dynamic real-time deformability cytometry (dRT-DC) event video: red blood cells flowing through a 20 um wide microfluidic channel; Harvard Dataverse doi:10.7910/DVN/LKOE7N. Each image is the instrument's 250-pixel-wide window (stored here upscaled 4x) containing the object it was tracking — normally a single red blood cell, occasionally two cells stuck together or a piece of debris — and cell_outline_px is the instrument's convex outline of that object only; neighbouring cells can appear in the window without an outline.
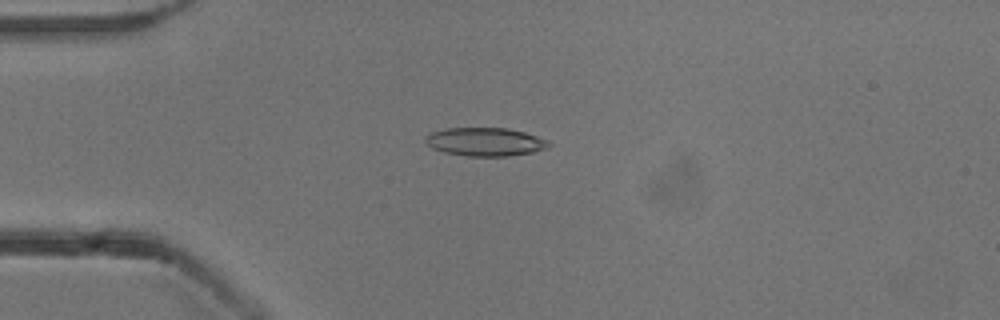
{"species": "common noctule bat (a hibernating species)", "species_latin": "Nyctalus noctula", "temperature_condition": "cold", "stored_images_in_passage": 54, "camera_frame_rate_fps": 3000, "um_per_image_px": 0.085, "animal": {"sex": "male", "body_mass_g": 13.3}, "frame": {"image": 1, "passage_image": 14, "time_ms": 4.333, "image_size_px": [1000, 320], "cell_outline_px": [[552, 144], [548, 148], [532, 152], [508, 156], [468, 156], [444, 152], [432, 148], [424, 140], [424, 136], [432, 132], [444, 128], [508, 128], [524, 132], [548, 140]], "centroid_in_image_um": [41.24, 12.05], "position_along_channel_um": 43.8, "area_um2": 20.46}}
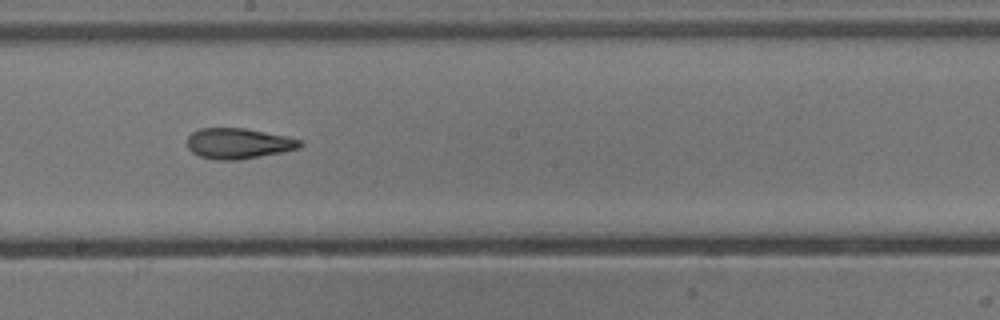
{"frame": {"image": 2, "passage_image": 30, "time_ms": 9.667, "image_size_px": [1000, 320], "cell_outline_px": [[304, 144], [300, 148], [240, 160], [216, 160], [200, 156], [192, 152], [188, 148], [188, 136], [192, 132], [200, 128], [244, 128], [288, 136], [304, 140]], "centroid_in_image_um": [20.3, 12.19], "position_along_channel_um": 227.9, "area_um2": 20.23}}
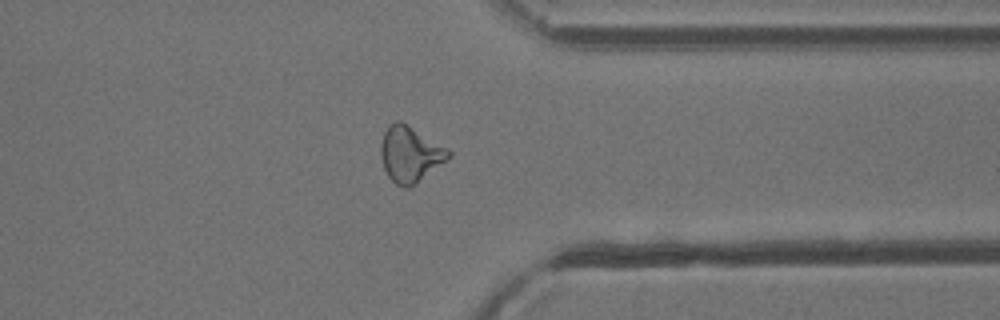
{"frame": {"image": 3, "passage_image": 42, "time_ms": 13.667, "image_size_px": [1000, 320], "cell_outline_px": [[452, 156], [448, 160], [416, 184], [408, 188], [404, 188], [396, 184], [388, 176], [384, 168], [380, 156], [380, 144], [384, 132], [388, 124], [396, 120], [400, 120], [448, 148], [452, 152]], "centroid_in_image_um": [34.87, 13.1], "position_along_channel_um": 376.5, "area_um2": 22.31}, "authors_computed_cell_mechanics": {"area_um2": 20.6057, "velocity_mm_per_s": 3.8429, "shape_relaxation_time_tau1_ms": null, "shape_relaxation_time_tau2_ms": 3.3966, "deformation_change_tau1": null, "deformation_change_tau2": 0.1307}}